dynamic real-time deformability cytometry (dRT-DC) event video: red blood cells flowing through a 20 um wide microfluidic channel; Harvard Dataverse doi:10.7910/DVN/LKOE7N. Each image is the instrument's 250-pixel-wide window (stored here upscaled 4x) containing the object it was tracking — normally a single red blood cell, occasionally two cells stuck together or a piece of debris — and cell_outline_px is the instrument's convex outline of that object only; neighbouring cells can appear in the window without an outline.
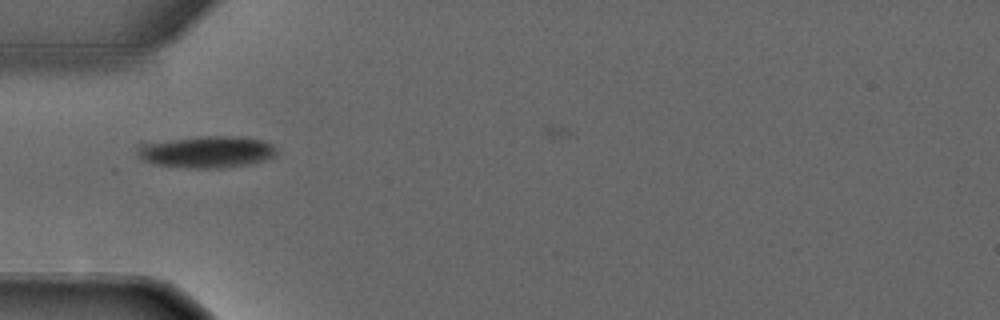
{"species": "common noctule bat (a hibernating species)", "species_latin": "Nyctalus noctula", "temperature_condition": "warm", "stored_images_in_passage": 5, "camera_frame_rate_fps": 3000, "um_per_image_px": 0.085, "animal": {"sex": "male", "forearm_length_mm": 52.5}, "frame": {"image": 1, "passage_image": 4, "time_ms": 3.667, "image_size_px": [1000, 320], "cell_outline_px": [[276, 156], [264, 160], [248, 164], [224, 168], [188, 168], [152, 164], [144, 160], [140, 156], [140, 140], [200, 136], [236, 136], [260, 140], [272, 144], [276, 148]], "centroid_in_image_um": [17.49, 12.88], "position_along_channel_um": 67.5, "area_um2": 26.36}}